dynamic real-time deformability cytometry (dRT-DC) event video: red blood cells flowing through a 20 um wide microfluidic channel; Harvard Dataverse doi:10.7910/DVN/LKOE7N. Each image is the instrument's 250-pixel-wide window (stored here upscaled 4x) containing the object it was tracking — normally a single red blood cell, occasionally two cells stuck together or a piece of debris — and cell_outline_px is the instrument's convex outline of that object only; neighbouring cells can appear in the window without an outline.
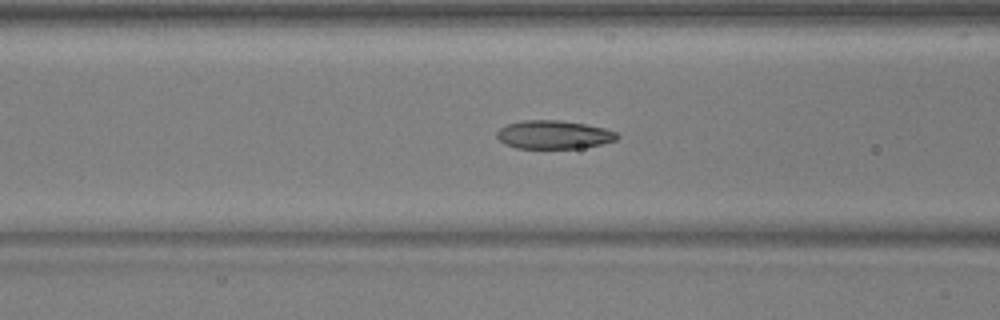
{"species": "common noctule bat (a hibernating species)", "species_latin": "Nyctalus noctula", "temperature_condition": "warm", "stored_images_in_passage": 52, "camera_frame_rate_fps": 3000, "um_per_image_px": 0.085, "animal": {"sex": "male", "body_mass_g": 17.9, "forearm_length_mm": 54.2}, "frame": {"image": 1, "passage_image": 22, "time_ms": 7.0, "image_size_px": [1000, 320], "cell_outline_px": [[620, 136], [616, 140], [600, 144], [580, 148], [516, 148], [504, 144], [496, 136], [496, 132], [500, 128], [508, 124], [524, 120], [560, 120], [584, 124], [604, 128], [616, 132]], "centroid_in_image_um": [47.05, 11.45], "position_along_channel_um": 119.6, "area_um2": 19.83}}
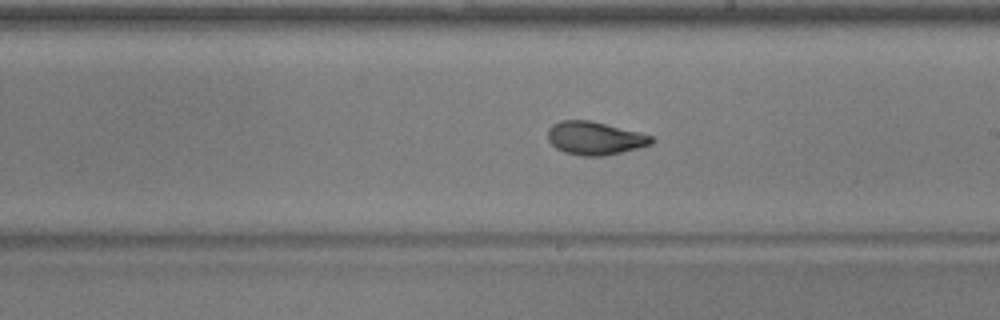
{"frame": {"image": 2, "passage_image": 31, "time_ms": 10.0, "image_size_px": [1000, 320], "cell_outline_px": [[656, 140], [652, 144], [604, 156], [580, 156], [564, 152], [556, 148], [548, 140], [548, 128], [552, 124], [560, 120], [588, 120], [640, 132], [652, 136]], "centroid_in_image_um": [50.55, 11.74], "position_along_channel_um": 238.5, "area_um2": 20.06}}
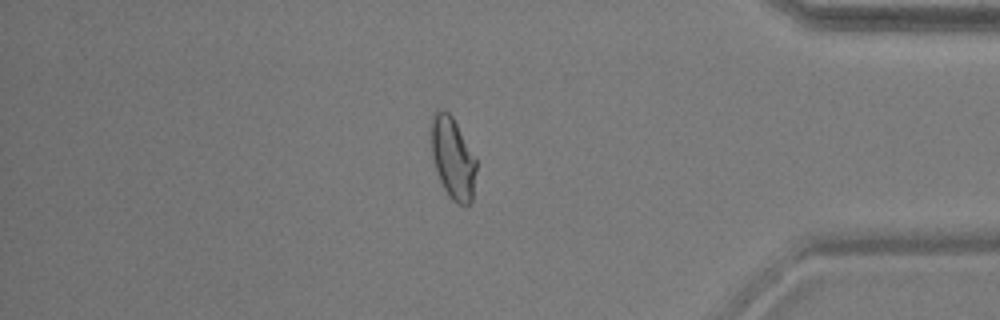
{"frame": {"image": 3, "passage_image": 45, "time_ms": 14.667, "image_size_px": [1000, 320], "cell_outline_px": [[476, 168], [472, 204], [456, 204], [448, 196], [440, 180], [432, 156], [428, 136], [428, 128], [432, 112], [436, 108], [440, 108], [448, 112], [452, 116], [476, 160]], "centroid_in_image_um": [38.42, 13.38], "position_along_channel_um": 396.8, "area_um2": 21.96}, "authors_computed_cell_mechanics": {"area_um2": 20.2589, "velocity_mm_per_s": 3.9578, "shape_relaxation_time_tau1_ms": 6.2675, "shape_relaxation_time_tau2_ms": 1.4097, "deformation_change_tau1": 0.1919, "deformation_change_tau2": 0.0705}}